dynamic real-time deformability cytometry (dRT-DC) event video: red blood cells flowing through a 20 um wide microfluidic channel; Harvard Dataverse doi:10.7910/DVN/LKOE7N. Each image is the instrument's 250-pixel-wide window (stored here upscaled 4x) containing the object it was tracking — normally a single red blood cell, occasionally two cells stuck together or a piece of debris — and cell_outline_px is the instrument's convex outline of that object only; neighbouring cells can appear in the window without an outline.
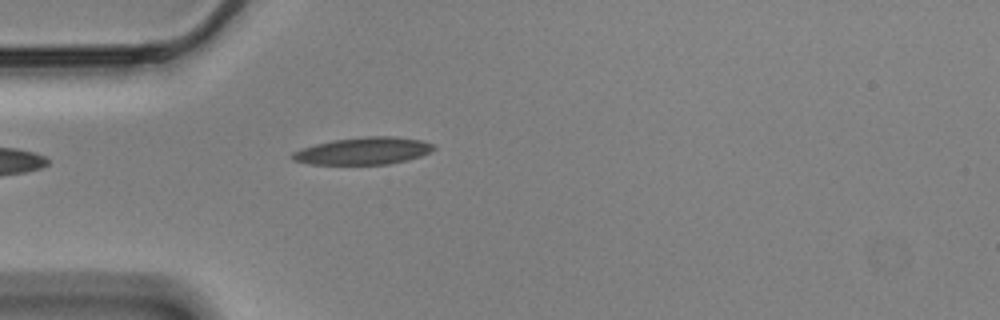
{"species": "Egyptian fruit bat (a non-hibernating species)", "species_latin": "Rousettus aegyptiacus", "temperature_condition": "cold", "stored_images_in_passage": 9, "camera_frame_rate_fps": 3000, "um_per_image_px": 0.085, "animal": {"sex": "male"}, "frame": {"image": 1, "passage_image": 1, "time_ms": 0.0, "image_size_px": [1000, 320], "cell_outline_px": [[436, 148], [420, 156], [408, 160], [388, 164], [308, 164], [292, 160], [292, 152], [316, 144], [332, 140], [368, 136], [392, 136], [420, 140], [432, 144]], "centroid_in_image_um": [30.87, 12.83], "position_along_channel_um": 54.1, "area_um2": 22.2}}
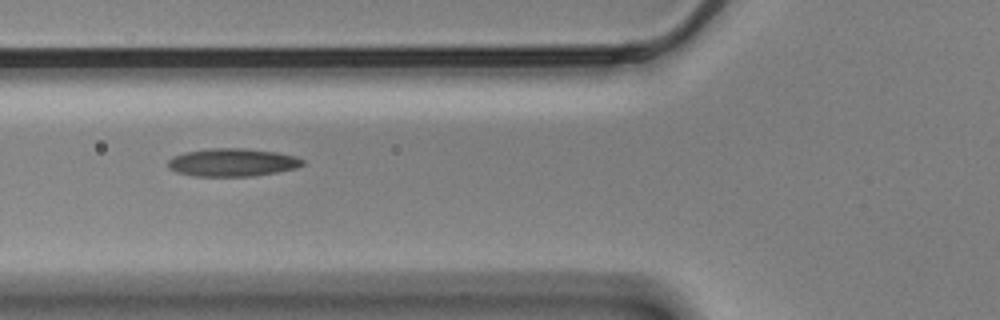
{"frame": {"image": 2, "passage_image": 6, "time_ms": 1.667, "image_size_px": [1000, 320], "cell_outline_px": [[304, 164], [296, 168], [256, 176], [196, 176], [176, 172], [168, 168], [168, 160], [172, 156], [184, 152], [208, 148], [244, 148], [276, 152], [296, 156], [304, 160]], "centroid_in_image_um": [19.74, 13.8], "position_along_channel_um": 106.1, "area_um2": 22.08}}